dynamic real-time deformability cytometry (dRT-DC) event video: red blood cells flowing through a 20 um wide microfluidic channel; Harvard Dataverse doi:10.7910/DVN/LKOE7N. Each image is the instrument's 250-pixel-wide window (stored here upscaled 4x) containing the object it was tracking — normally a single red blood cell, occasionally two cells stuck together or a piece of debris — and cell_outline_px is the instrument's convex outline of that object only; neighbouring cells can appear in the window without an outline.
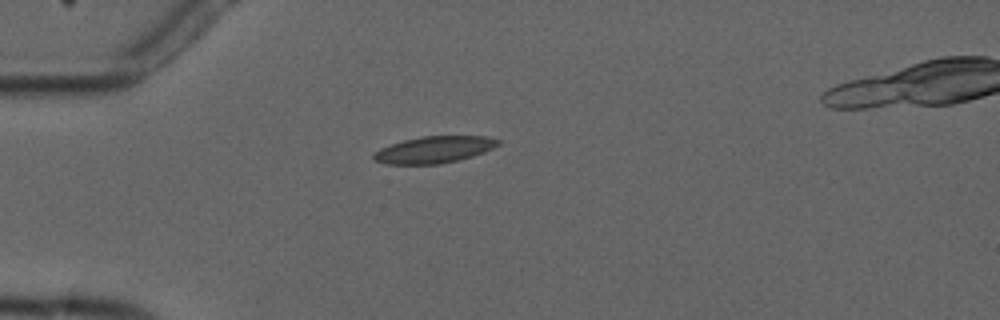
{"species": "common noctule bat (a hibernating species)", "species_latin": "Nyctalus noctula", "temperature_condition": "cold", "stored_images_in_passage": 9, "camera_frame_rate_fps": 3000, "um_per_image_px": 0.085, "animal": {"sex": "male", "forearm_length_mm": 52.5}, "frame": {"image": 1, "passage_image": 4, "time_ms": 3.667, "image_size_px": [1000, 320], "cell_outline_px": [[500, 144], [484, 152], [460, 160], [440, 164], [388, 164], [372, 160], [372, 156], [380, 148], [404, 140], [424, 136], [488, 136], [500, 140]], "centroid_in_image_um": [36.92, 12.72], "position_along_channel_um": 48.1, "area_um2": 19.36}}
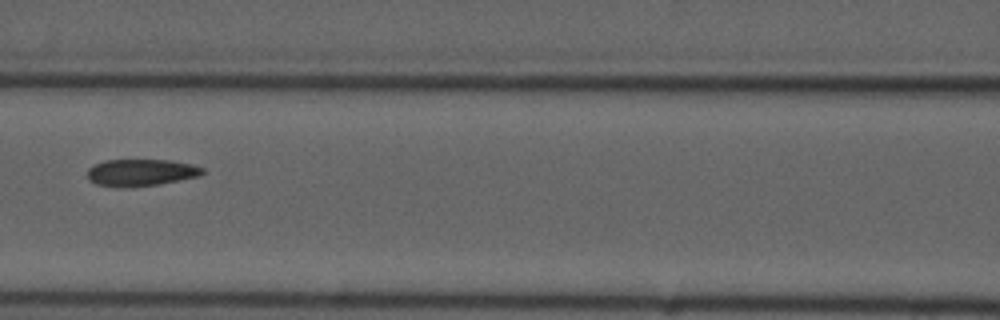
{"frame": {"image": 2, "passage_image": 7, "time_ms": 7.0, "image_size_px": [1000, 320], "cell_outline_px": [[204, 172], [200, 176], [160, 184], [128, 188], [116, 188], [96, 184], [88, 180], [88, 168], [104, 160], [172, 160], [192, 164], [204, 168]], "centroid_in_image_um": [11.98, 14.68], "position_along_channel_um": 154.6, "area_um2": 18.38}}
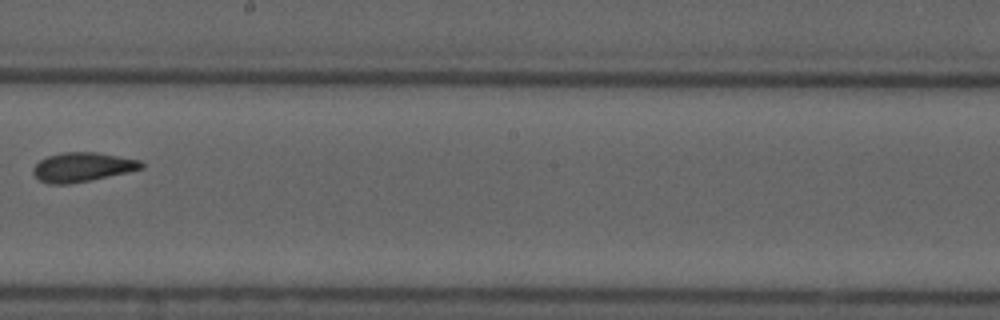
{"frame": {"image": 3, "passage_image": 9, "time_ms": 9.333, "image_size_px": [1000, 320], "cell_outline_px": [[144, 168], [128, 172], [92, 180], [68, 184], [48, 184], [40, 180], [32, 172], [32, 168], [40, 160], [48, 156], [64, 152], [96, 152], [140, 160], [144, 164]], "centroid_in_image_um": [7.01, 14.21], "position_along_channel_um": 241.2, "area_um2": 18.44}}